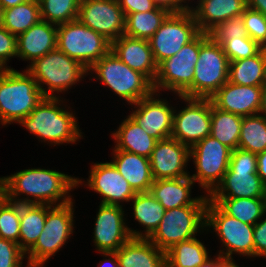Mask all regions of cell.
Masks as SVG:
<instances>
[{
	"label": "cell",
	"instance_id": "cell-16",
	"mask_svg": "<svg viewBox=\"0 0 266 267\" xmlns=\"http://www.w3.org/2000/svg\"><path fill=\"white\" fill-rule=\"evenodd\" d=\"M78 20L110 42L124 35L125 16L118 0H80Z\"/></svg>",
	"mask_w": 266,
	"mask_h": 267
},
{
	"label": "cell",
	"instance_id": "cell-46",
	"mask_svg": "<svg viewBox=\"0 0 266 267\" xmlns=\"http://www.w3.org/2000/svg\"><path fill=\"white\" fill-rule=\"evenodd\" d=\"M118 2L124 16L136 12L152 11L156 8L152 0H118Z\"/></svg>",
	"mask_w": 266,
	"mask_h": 267
},
{
	"label": "cell",
	"instance_id": "cell-57",
	"mask_svg": "<svg viewBox=\"0 0 266 267\" xmlns=\"http://www.w3.org/2000/svg\"><path fill=\"white\" fill-rule=\"evenodd\" d=\"M264 84L266 85V59H265V76H264Z\"/></svg>",
	"mask_w": 266,
	"mask_h": 267
},
{
	"label": "cell",
	"instance_id": "cell-24",
	"mask_svg": "<svg viewBox=\"0 0 266 267\" xmlns=\"http://www.w3.org/2000/svg\"><path fill=\"white\" fill-rule=\"evenodd\" d=\"M190 12L200 32L210 33L220 23L242 14L247 8V0H201Z\"/></svg>",
	"mask_w": 266,
	"mask_h": 267
},
{
	"label": "cell",
	"instance_id": "cell-44",
	"mask_svg": "<svg viewBox=\"0 0 266 267\" xmlns=\"http://www.w3.org/2000/svg\"><path fill=\"white\" fill-rule=\"evenodd\" d=\"M17 56V36L0 25V69H11L7 62Z\"/></svg>",
	"mask_w": 266,
	"mask_h": 267
},
{
	"label": "cell",
	"instance_id": "cell-22",
	"mask_svg": "<svg viewBox=\"0 0 266 267\" xmlns=\"http://www.w3.org/2000/svg\"><path fill=\"white\" fill-rule=\"evenodd\" d=\"M111 51L132 70L154 82L158 65L148 40L122 35L111 42Z\"/></svg>",
	"mask_w": 266,
	"mask_h": 267
},
{
	"label": "cell",
	"instance_id": "cell-18",
	"mask_svg": "<svg viewBox=\"0 0 266 267\" xmlns=\"http://www.w3.org/2000/svg\"><path fill=\"white\" fill-rule=\"evenodd\" d=\"M159 97L160 92L154 91L150 96L133 104L135 111L132 110L129 115L157 141L171 137L174 114V108L170 107L171 104L166 99L163 100Z\"/></svg>",
	"mask_w": 266,
	"mask_h": 267
},
{
	"label": "cell",
	"instance_id": "cell-23",
	"mask_svg": "<svg viewBox=\"0 0 266 267\" xmlns=\"http://www.w3.org/2000/svg\"><path fill=\"white\" fill-rule=\"evenodd\" d=\"M57 48V25L40 20L17 36V57L31 64Z\"/></svg>",
	"mask_w": 266,
	"mask_h": 267
},
{
	"label": "cell",
	"instance_id": "cell-6",
	"mask_svg": "<svg viewBox=\"0 0 266 267\" xmlns=\"http://www.w3.org/2000/svg\"><path fill=\"white\" fill-rule=\"evenodd\" d=\"M110 88L118 97L133 105L154 92L153 83L142 73L132 70L110 50L95 62L88 73Z\"/></svg>",
	"mask_w": 266,
	"mask_h": 267
},
{
	"label": "cell",
	"instance_id": "cell-4",
	"mask_svg": "<svg viewBox=\"0 0 266 267\" xmlns=\"http://www.w3.org/2000/svg\"><path fill=\"white\" fill-rule=\"evenodd\" d=\"M207 203L208 196L201 195L192 205L166 210L157 229L148 239L166 252L174 244L206 231Z\"/></svg>",
	"mask_w": 266,
	"mask_h": 267
},
{
	"label": "cell",
	"instance_id": "cell-1",
	"mask_svg": "<svg viewBox=\"0 0 266 267\" xmlns=\"http://www.w3.org/2000/svg\"><path fill=\"white\" fill-rule=\"evenodd\" d=\"M0 182L5 198L12 202L51 206L71 202L73 199L72 195H69L70 191L83 183L78 177L43 168L24 169L10 176L0 177ZM21 194L27 196L20 199Z\"/></svg>",
	"mask_w": 266,
	"mask_h": 267
},
{
	"label": "cell",
	"instance_id": "cell-3",
	"mask_svg": "<svg viewBox=\"0 0 266 267\" xmlns=\"http://www.w3.org/2000/svg\"><path fill=\"white\" fill-rule=\"evenodd\" d=\"M33 76L13 68L0 71V123H19L44 99Z\"/></svg>",
	"mask_w": 266,
	"mask_h": 267
},
{
	"label": "cell",
	"instance_id": "cell-52",
	"mask_svg": "<svg viewBox=\"0 0 266 267\" xmlns=\"http://www.w3.org/2000/svg\"><path fill=\"white\" fill-rule=\"evenodd\" d=\"M26 0H0V4L3 10L15 7L18 4L24 3Z\"/></svg>",
	"mask_w": 266,
	"mask_h": 267
},
{
	"label": "cell",
	"instance_id": "cell-42",
	"mask_svg": "<svg viewBox=\"0 0 266 267\" xmlns=\"http://www.w3.org/2000/svg\"><path fill=\"white\" fill-rule=\"evenodd\" d=\"M243 18L248 36L266 48V17L261 12L247 7L243 12Z\"/></svg>",
	"mask_w": 266,
	"mask_h": 267
},
{
	"label": "cell",
	"instance_id": "cell-50",
	"mask_svg": "<svg viewBox=\"0 0 266 267\" xmlns=\"http://www.w3.org/2000/svg\"><path fill=\"white\" fill-rule=\"evenodd\" d=\"M100 254H103L105 257L108 256V259L105 258L103 261L99 262V267H119V260L116 252H100Z\"/></svg>",
	"mask_w": 266,
	"mask_h": 267
},
{
	"label": "cell",
	"instance_id": "cell-37",
	"mask_svg": "<svg viewBox=\"0 0 266 267\" xmlns=\"http://www.w3.org/2000/svg\"><path fill=\"white\" fill-rule=\"evenodd\" d=\"M238 148L258 154L266 150V118L259 114L242 120Z\"/></svg>",
	"mask_w": 266,
	"mask_h": 267
},
{
	"label": "cell",
	"instance_id": "cell-38",
	"mask_svg": "<svg viewBox=\"0 0 266 267\" xmlns=\"http://www.w3.org/2000/svg\"><path fill=\"white\" fill-rule=\"evenodd\" d=\"M80 0H39L41 20L56 25L78 19Z\"/></svg>",
	"mask_w": 266,
	"mask_h": 267
},
{
	"label": "cell",
	"instance_id": "cell-27",
	"mask_svg": "<svg viewBox=\"0 0 266 267\" xmlns=\"http://www.w3.org/2000/svg\"><path fill=\"white\" fill-rule=\"evenodd\" d=\"M194 184L190 176L159 179L154 180L149 192L166 210H170L192 205L199 198H191V188Z\"/></svg>",
	"mask_w": 266,
	"mask_h": 267
},
{
	"label": "cell",
	"instance_id": "cell-31",
	"mask_svg": "<svg viewBox=\"0 0 266 267\" xmlns=\"http://www.w3.org/2000/svg\"><path fill=\"white\" fill-rule=\"evenodd\" d=\"M47 214V204H20L19 247L26 253L40 236Z\"/></svg>",
	"mask_w": 266,
	"mask_h": 267
},
{
	"label": "cell",
	"instance_id": "cell-36",
	"mask_svg": "<svg viewBox=\"0 0 266 267\" xmlns=\"http://www.w3.org/2000/svg\"><path fill=\"white\" fill-rule=\"evenodd\" d=\"M169 14L160 8L128 14L125 16L124 35L149 40Z\"/></svg>",
	"mask_w": 266,
	"mask_h": 267
},
{
	"label": "cell",
	"instance_id": "cell-49",
	"mask_svg": "<svg viewBox=\"0 0 266 267\" xmlns=\"http://www.w3.org/2000/svg\"><path fill=\"white\" fill-rule=\"evenodd\" d=\"M257 156V174L266 185V150L256 154Z\"/></svg>",
	"mask_w": 266,
	"mask_h": 267
},
{
	"label": "cell",
	"instance_id": "cell-47",
	"mask_svg": "<svg viewBox=\"0 0 266 267\" xmlns=\"http://www.w3.org/2000/svg\"><path fill=\"white\" fill-rule=\"evenodd\" d=\"M152 2L156 8L163 9L170 14L189 11L185 5V0H152Z\"/></svg>",
	"mask_w": 266,
	"mask_h": 267
},
{
	"label": "cell",
	"instance_id": "cell-20",
	"mask_svg": "<svg viewBox=\"0 0 266 267\" xmlns=\"http://www.w3.org/2000/svg\"><path fill=\"white\" fill-rule=\"evenodd\" d=\"M154 180L189 176L185 169L190 161V148L169 137L158 140L149 158Z\"/></svg>",
	"mask_w": 266,
	"mask_h": 267
},
{
	"label": "cell",
	"instance_id": "cell-32",
	"mask_svg": "<svg viewBox=\"0 0 266 267\" xmlns=\"http://www.w3.org/2000/svg\"><path fill=\"white\" fill-rule=\"evenodd\" d=\"M226 214L244 223L255 225L266 215L264 197L259 198H208Z\"/></svg>",
	"mask_w": 266,
	"mask_h": 267
},
{
	"label": "cell",
	"instance_id": "cell-13",
	"mask_svg": "<svg viewBox=\"0 0 266 267\" xmlns=\"http://www.w3.org/2000/svg\"><path fill=\"white\" fill-rule=\"evenodd\" d=\"M232 150L211 135L190 148V160L196 171L189 175L209 195L222 181L229 168Z\"/></svg>",
	"mask_w": 266,
	"mask_h": 267
},
{
	"label": "cell",
	"instance_id": "cell-9",
	"mask_svg": "<svg viewBox=\"0 0 266 267\" xmlns=\"http://www.w3.org/2000/svg\"><path fill=\"white\" fill-rule=\"evenodd\" d=\"M229 60L222 46L208 33L200 32L199 58L194 68L192 98H209L226 83Z\"/></svg>",
	"mask_w": 266,
	"mask_h": 267
},
{
	"label": "cell",
	"instance_id": "cell-58",
	"mask_svg": "<svg viewBox=\"0 0 266 267\" xmlns=\"http://www.w3.org/2000/svg\"><path fill=\"white\" fill-rule=\"evenodd\" d=\"M187 1L189 2L190 0H185V5L187 6V8L190 10V7H189V3H187ZM199 1H201V0H197V2H199ZM187 3V4H186Z\"/></svg>",
	"mask_w": 266,
	"mask_h": 267
},
{
	"label": "cell",
	"instance_id": "cell-29",
	"mask_svg": "<svg viewBox=\"0 0 266 267\" xmlns=\"http://www.w3.org/2000/svg\"><path fill=\"white\" fill-rule=\"evenodd\" d=\"M133 206V216L143 228V231H136L129 228L132 238L148 239L157 229L165 215L166 209L157 201L150 192L136 193L130 200Z\"/></svg>",
	"mask_w": 266,
	"mask_h": 267
},
{
	"label": "cell",
	"instance_id": "cell-55",
	"mask_svg": "<svg viewBox=\"0 0 266 267\" xmlns=\"http://www.w3.org/2000/svg\"><path fill=\"white\" fill-rule=\"evenodd\" d=\"M2 13H3V9H2L1 4H0V25H1V20H2Z\"/></svg>",
	"mask_w": 266,
	"mask_h": 267
},
{
	"label": "cell",
	"instance_id": "cell-10",
	"mask_svg": "<svg viewBox=\"0 0 266 267\" xmlns=\"http://www.w3.org/2000/svg\"><path fill=\"white\" fill-rule=\"evenodd\" d=\"M57 48L89 69L111 50V42L77 19L57 25Z\"/></svg>",
	"mask_w": 266,
	"mask_h": 267
},
{
	"label": "cell",
	"instance_id": "cell-2",
	"mask_svg": "<svg viewBox=\"0 0 266 267\" xmlns=\"http://www.w3.org/2000/svg\"><path fill=\"white\" fill-rule=\"evenodd\" d=\"M59 97H45L34 110L19 124L25 127L30 134L35 135L39 141L55 145L76 143L82 138L78 127L75 112L69 111L60 104Z\"/></svg>",
	"mask_w": 266,
	"mask_h": 267
},
{
	"label": "cell",
	"instance_id": "cell-21",
	"mask_svg": "<svg viewBox=\"0 0 266 267\" xmlns=\"http://www.w3.org/2000/svg\"><path fill=\"white\" fill-rule=\"evenodd\" d=\"M262 87L243 86L226 82L212 97V103L219 109L241 117L259 113Z\"/></svg>",
	"mask_w": 266,
	"mask_h": 267
},
{
	"label": "cell",
	"instance_id": "cell-7",
	"mask_svg": "<svg viewBox=\"0 0 266 267\" xmlns=\"http://www.w3.org/2000/svg\"><path fill=\"white\" fill-rule=\"evenodd\" d=\"M74 202L51 206L47 204V214L43 230L35 244L25 253L26 267H44L68 241L74 230Z\"/></svg>",
	"mask_w": 266,
	"mask_h": 267
},
{
	"label": "cell",
	"instance_id": "cell-25",
	"mask_svg": "<svg viewBox=\"0 0 266 267\" xmlns=\"http://www.w3.org/2000/svg\"><path fill=\"white\" fill-rule=\"evenodd\" d=\"M113 151V165L136 193L149 192L154 182L147 157L121 150Z\"/></svg>",
	"mask_w": 266,
	"mask_h": 267
},
{
	"label": "cell",
	"instance_id": "cell-48",
	"mask_svg": "<svg viewBox=\"0 0 266 267\" xmlns=\"http://www.w3.org/2000/svg\"><path fill=\"white\" fill-rule=\"evenodd\" d=\"M215 258H207L198 267H232L235 264V260H230L222 257L220 254L214 256Z\"/></svg>",
	"mask_w": 266,
	"mask_h": 267
},
{
	"label": "cell",
	"instance_id": "cell-54",
	"mask_svg": "<svg viewBox=\"0 0 266 267\" xmlns=\"http://www.w3.org/2000/svg\"><path fill=\"white\" fill-rule=\"evenodd\" d=\"M5 198L4 188L0 182V202Z\"/></svg>",
	"mask_w": 266,
	"mask_h": 267
},
{
	"label": "cell",
	"instance_id": "cell-45",
	"mask_svg": "<svg viewBox=\"0 0 266 267\" xmlns=\"http://www.w3.org/2000/svg\"><path fill=\"white\" fill-rule=\"evenodd\" d=\"M263 217L255 223L253 241L255 245V257L266 258V218Z\"/></svg>",
	"mask_w": 266,
	"mask_h": 267
},
{
	"label": "cell",
	"instance_id": "cell-53",
	"mask_svg": "<svg viewBox=\"0 0 266 267\" xmlns=\"http://www.w3.org/2000/svg\"><path fill=\"white\" fill-rule=\"evenodd\" d=\"M258 114L266 118V85L265 84L262 86L261 106H260V110Z\"/></svg>",
	"mask_w": 266,
	"mask_h": 267
},
{
	"label": "cell",
	"instance_id": "cell-28",
	"mask_svg": "<svg viewBox=\"0 0 266 267\" xmlns=\"http://www.w3.org/2000/svg\"><path fill=\"white\" fill-rule=\"evenodd\" d=\"M122 121L117 131L111 134L116 143L113 149L150 158L157 140L151 137L129 115Z\"/></svg>",
	"mask_w": 266,
	"mask_h": 267
},
{
	"label": "cell",
	"instance_id": "cell-40",
	"mask_svg": "<svg viewBox=\"0 0 266 267\" xmlns=\"http://www.w3.org/2000/svg\"><path fill=\"white\" fill-rule=\"evenodd\" d=\"M215 41L222 46L229 62L253 57L263 49L250 37Z\"/></svg>",
	"mask_w": 266,
	"mask_h": 267
},
{
	"label": "cell",
	"instance_id": "cell-17",
	"mask_svg": "<svg viewBox=\"0 0 266 267\" xmlns=\"http://www.w3.org/2000/svg\"><path fill=\"white\" fill-rule=\"evenodd\" d=\"M124 212L122 206L100 203L93 232L94 245L99 253L116 252L132 238Z\"/></svg>",
	"mask_w": 266,
	"mask_h": 267
},
{
	"label": "cell",
	"instance_id": "cell-26",
	"mask_svg": "<svg viewBox=\"0 0 266 267\" xmlns=\"http://www.w3.org/2000/svg\"><path fill=\"white\" fill-rule=\"evenodd\" d=\"M116 255L120 267H167L166 252L145 238H131Z\"/></svg>",
	"mask_w": 266,
	"mask_h": 267
},
{
	"label": "cell",
	"instance_id": "cell-35",
	"mask_svg": "<svg viewBox=\"0 0 266 267\" xmlns=\"http://www.w3.org/2000/svg\"><path fill=\"white\" fill-rule=\"evenodd\" d=\"M204 243L196 237L174 244L166 251L167 267H198L209 258Z\"/></svg>",
	"mask_w": 266,
	"mask_h": 267
},
{
	"label": "cell",
	"instance_id": "cell-43",
	"mask_svg": "<svg viewBox=\"0 0 266 267\" xmlns=\"http://www.w3.org/2000/svg\"><path fill=\"white\" fill-rule=\"evenodd\" d=\"M25 252L14 241L0 238V267H23Z\"/></svg>",
	"mask_w": 266,
	"mask_h": 267
},
{
	"label": "cell",
	"instance_id": "cell-56",
	"mask_svg": "<svg viewBox=\"0 0 266 267\" xmlns=\"http://www.w3.org/2000/svg\"><path fill=\"white\" fill-rule=\"evenodd\" d=\"M264 201H265V207H266V185H265V188H264Z\"/></svg>",
	"mask_w": 266,
	"mask_h": 267
},
{
	"label": "cell",
	"instance_id": "cell-41",
	"mask_svg": "<svg viewBox=\"0 0 266 267\" xmlns=\"http://www.w3.org/2000/svg\"><path fill=\"white\" fill-rule=\"evenodd\" d=\"M209 35L214 40H230L249 37L245 28L243 13L220 23Z\"/></svg>",
	"mask_w": 266,
	"mask_h": 267
},
{
	"label": "cell",
	"instance_id": "cell-34",
	"mask_svg": "<svg viewBox=\"0 0 266 267\" xmlns=\"http://www.w3.org/2000/svg\"><path fill=\"white\" fill-rule=\"evenodd\" d=\"M41 20L39 1L26 0L22 4L3 10L1 25L18 36Z\"/></svg>",
	"mask_w": 266,
	"mask_h": 267
},
{
	"label": "cell",
	"instance_id": "cell-8",
	"mask_svg": "<svg viewBox=\"0 0 266 267\" xmlns=\"http://www.w3.org/2000/svg\"><path fill=\"white\" fill-rule=\"evenodd\" d=\"M262 180L257 174L255 153L236 148L231 152L229 168L208 198L264 197Z\"/></svg>",
	"mask_w": 266,
	"mask_h": 267
},
{
	"label": "cell",
	"instance_id": "cell-15",
	"mask_svg": "<svg viewBox=\"0 0 266 267\" xmlns=\"http://www.w3.org/2000/svg\"><path fill=\"white\" fill-rule=\"evenodd\" d=\"M186 102L174 109L172 138L191 148L211 134V99L179 96Z\"/></svg>",
	"mask_w": 266,
	"mask_h": 267
},
{
	"label": "cell",
	"instance_id": "cell-12",
	"mask_svg": "<svg viewBox=\"0 0 266 267\" xmlns=\"http://www.w3.org/2000/svg\"><path fill=\"white\" fill-rule=\"evenodd\" d=\"M206 230L209 228L217 233L222 243L218 254L233 260V253L240 256L255 257V245L253 241L254 225L244 223L226 214L216 203L208 199L206 206Z\"/></svg>",
	"mask_w": 266,
	"mask_h": 267
},
{
	"label": "cell",
	"instance_id": "cell-59",
	"mask_svg": "<svg viewBox=\"0 0 266 267\" xmlns=\"http://www.w3.org/2000/svg\"><path fill=\"white\" fill-rule=\"evenodd\" d=\"M232 267H239L236 263Z\"/></svg>",
	"mask_w": 266,
	"mask_h": 267
},
{
	"label": "cell",
	"instance_id": "cell-14",
	"mask_svg": "<svg viewBox=\"0 0 266 267\" xmlns=\"http://www.w3.org/2000/svg\"><path fill=\"white\" fill-rule=\"evenodd\" d=\"M200 33L190 11L169 14L148 40L157 65L174 56Z\"/></svg>",
	"mask_w": 266,
	"mask_h": 267
},
{
	"label": "cell",
	"instance_id": "cell-30",
	"mask_svg": "<svg viewBox=\"0 0 266 267\" xmlns=\"http://www.w3.org/2000/svg\"><path fill=\"white\" fill-rule=\"evenodd\" d=\"M266 48L257 55L229 62L228 81L243 86L264 85Z\"/></svg>",
	"mask_w": 266,
	"mask_h": 267
},
{
	"label": "cell",
	"instance_id": "cell-19",
	"mask_svg": "<svg viewBox=\"0 0 266 267\" xmlns=\"http://www.w3.org/2000/svg\"><path fill=\"white\" fill-rule=\"evenodd\" d=\"M90 168L84 185L102 196L101 204L122 206L121 202H130L136 195L112 162L94 163Z\"/></svg>",
	"mask_w": 266,
	"mask_h": 267
},
{
	"label": "cell",
	"instance_id": "cell-33",
	"mask_svg": "<svg viewBox=\"0 0 266 267\" xmlns=\"http://www.w3.org/2000/svg\"><path fill=\"white\" fill-rule=\"evenodd\" d=\"M243 117L217 108L211 101V136L229 147L238 148Z\"/></svg>",
	"mask_w": 266,
	"mask_h": 267
},
{
	"label": "cell",
	"instance_id": "cell-51",
	"mask_svg": "<svg viewBox=\"0 0 266 267\" xmlns=\"http://www.w3.org/2000/svg\"><path fill=\"white\" fill-rule=\"evenodd\" d=\"M247 7L261 12L266 17V0H247Z\"/></svg>",
	"mask_w": 266,
	"mask_h": 267
},
{
	"label": "cell",
	"instance_id": "cell-39",
	"mask_svg": "<svg viewBox=\"0 0 266 267\" xmlns=\"http://www.w3.org/2000/svg\"><path fill=\"white\" fill-rule=\"evenodd\" d=\"M20 204L4 198L0 202V238L19 244Z\"/></svg>",
	"mask_w": 266,
	"mask_h": 267
},
{
	"label": "cell",
	"instance_id": "cell-5",
	"mask_svg": "<svg viewBox=\"0 0 266 267\" xmlns=\"http://www.w3.org/2000/svg\"><path fill=\"white\" fill-rule=\"evenodd\" d=\"M26 70L36 80L43 96L52 98L60 97L54 92L57 94L68 91L71 86L84 79L86 74H90L81 63L58 48L34 60Z\"/></svg>",
	"mask_w": 266,
	"mask_h": 267
},
{
	"label": "cell",
	"instance_id": "cell-11",
	"mask_svg": "<svg viewBox=\"0 0 266 267\" xmlns=\"http://www.w3.org/2000/svg\"><path fill=\"white\" fill-rule=\"evenodd\" d=\"M200 33L174 56L158 64L157 75L153 82L155 92L173 91L177 96L192 98V83L195 64L199 58Z\"/></svg>",
	"mask_w": 266,
	"mask_h": 267
}]
</instances>
